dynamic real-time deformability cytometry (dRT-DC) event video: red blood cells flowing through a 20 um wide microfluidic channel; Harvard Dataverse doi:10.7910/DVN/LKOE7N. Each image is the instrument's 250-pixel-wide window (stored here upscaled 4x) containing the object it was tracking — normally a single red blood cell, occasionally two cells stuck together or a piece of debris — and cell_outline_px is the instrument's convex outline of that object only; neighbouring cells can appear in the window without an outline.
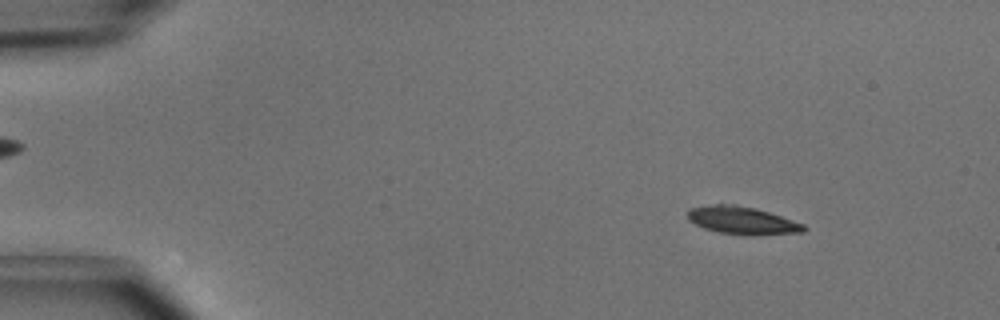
{"species": "common noctule bat (a hibernating species)", "species_latin": "Nyctalus noctula", "temperature_condition": "cold", "stored_images_in_passage": 17, "camera_frame_rate_fps": 3000, "um_per_image_px": 0.085, "animal": {"sex": "male", "body_mass_g": 15.6}, "frame": {"image": 1, "passage_image": 6, "time_ms": 1.667, "image_size_px": [1000, 320], "cell_outline_px": [[808, 228], [804, 232], [752, 236], [720, 232], [704, 228], [688, 220], [688, 208], [716, 204], [736, 204], [756, 208], [804, 224]], "centroid_in_image_um": [63.11, 18.74], "position_along_channel_um": 21.9, "area_um2": 18.79}}